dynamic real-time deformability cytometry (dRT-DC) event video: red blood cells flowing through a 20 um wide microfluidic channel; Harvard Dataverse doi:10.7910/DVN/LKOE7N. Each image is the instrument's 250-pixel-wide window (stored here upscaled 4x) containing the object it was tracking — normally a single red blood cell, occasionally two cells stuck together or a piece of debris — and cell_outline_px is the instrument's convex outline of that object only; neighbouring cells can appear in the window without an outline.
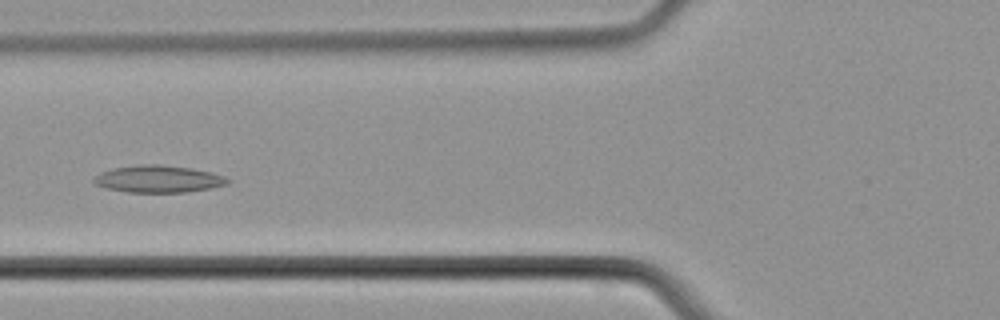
{"species": "common noctule bat (a hibernating species)", "species_latin": "Nyctalus noctula", "temperature_condition": "cold", "stored_images_in_passage": 35, "camera_frame_rate_fps": 3000, "um_per_image_px": 0.085, "animal": {"sex": "male", "body_mass_g": 21.5, "forearm_length_mm": 52.0}, "frame": {"image": 1, "passage_image": 5, "time_ms": 1.333, "image_size_px": [1000, 320], "cell_outline_px": [[232, 180], [228, 184], [212, 188], [188, 192], [128, 192], [104, 188], [96, 184], [92, 180], [100, 172], [112, 168], [140, 164], [160, 164], [192, 168], [224, 176]], "centroid_in_image_um": [13.46, 15.21], "position_along_channel_um": 112.3, "area_um2": 21.27}}
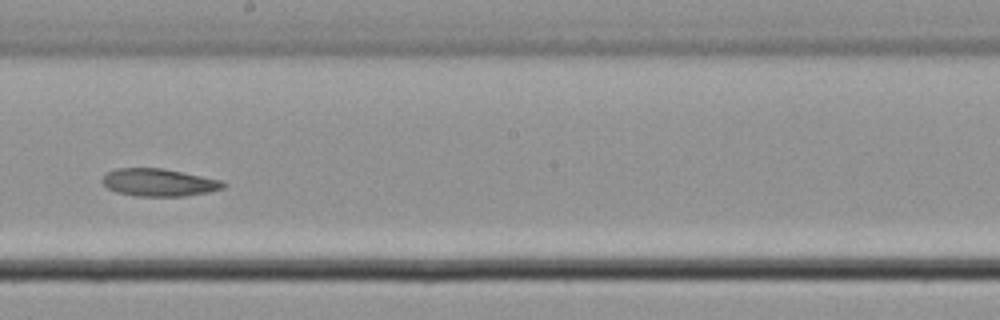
{"frame": {"image": 2, "passage_image": 14, "time_ms": 4.333, "image_size_px": [1000, 320], "cell_outline_px": [[224, 188], [208, 192], [184, 196], [132, 196], [116, 192], [108, 188], [100, 180], [108, 172], [116, 168], [160, 168], [220, 180], [224, 184]], "centroid_in_image_um": [13.44, 15.52], "position_along_channel_um": 234.8, "area_um2": 19.19}}
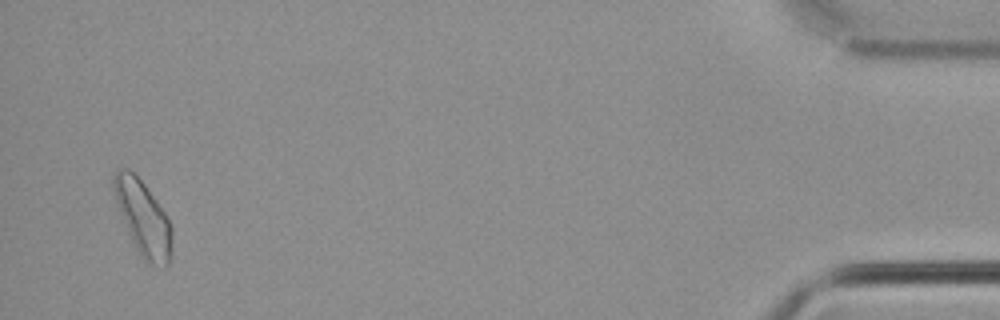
{"frame": {"image": 3, "passage_image": 34, "time_ms": 11.0, "image_size_px": [1000, 320], "cell_outline_px": [[172, 256], [168, 268], [164, 268], [152, 264], [144, 260], [140, 256], [132, 240], [120, 212], [112, 188], [112, 176], [116, 168], [128, 168], [144, 184], [164, 212], [172, 228]], "centroid_in_image_um": [12.17, 18.56], "position_along_channel_um": 423.0, "area_um2": 25.26}}